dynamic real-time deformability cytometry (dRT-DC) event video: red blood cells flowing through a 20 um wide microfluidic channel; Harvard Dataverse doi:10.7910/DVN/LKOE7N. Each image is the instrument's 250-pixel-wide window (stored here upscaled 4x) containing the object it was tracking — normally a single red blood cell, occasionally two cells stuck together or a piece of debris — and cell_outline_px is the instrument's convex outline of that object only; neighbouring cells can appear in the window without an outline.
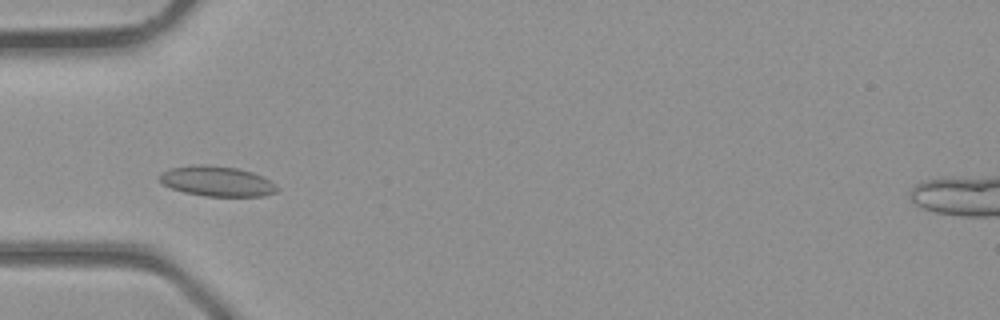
{"species": "common noctule bat (a hibernating species)", "species_latin": "Nyctalus noctula", "temperature_condition": "room temperature", "stored_images_in_passage": 35, "camera_frame_rate_fps": 3000, "um_per_image_px": 0.085, "animal": {"sex": "male", "body_mass_g": 23.1, "forearm_length_mm": 52.7}, "frame": {"image": 1, "passage_image": 8, "time_ms": 2.333, "image_size_px": [1000, 320], "cell_outline_px": [[280, 188], [276, 192], [264, 196], [204, 196], [184, 192], [172, 188], [164, 184], [156, 176], [160, 172], [168, 168], [200, 164], [204, 164], [236, 168], [252, 172], [264, 176], [276, 184]], "centroid_in_image_um": [18.44, 15.4], "position_along_channel_um": 66.6, "area_um2": 20.87}}
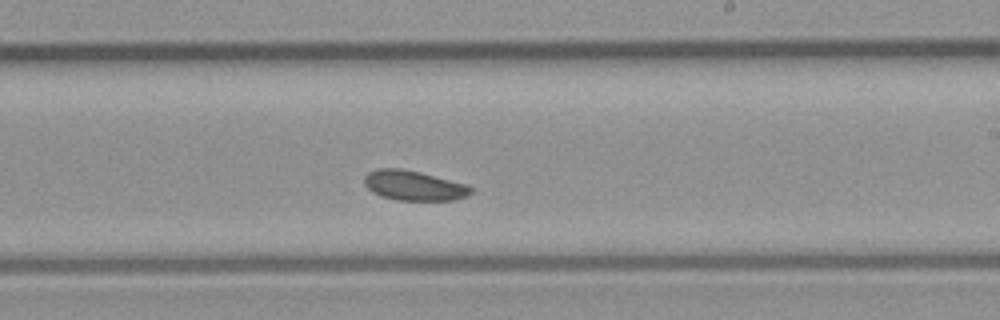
{"frame": {"image": 2, "passage_image": 19, "time_ms": 6.0, "image_size_px": [1000, 320], "cell_outline_px": [[472, 192], [468, 196], [456, 200], [396, 200], [380, 196], [372, 192], [364, 184], [364, 176], [368, 172], [376, 168], [400, 168], [420, 172], [468, 184], [472, 188]], "centroid_in_image_um": [35.18, 15.77], "position_along_channel_um": 253.8, "area_um2": 18.79}}
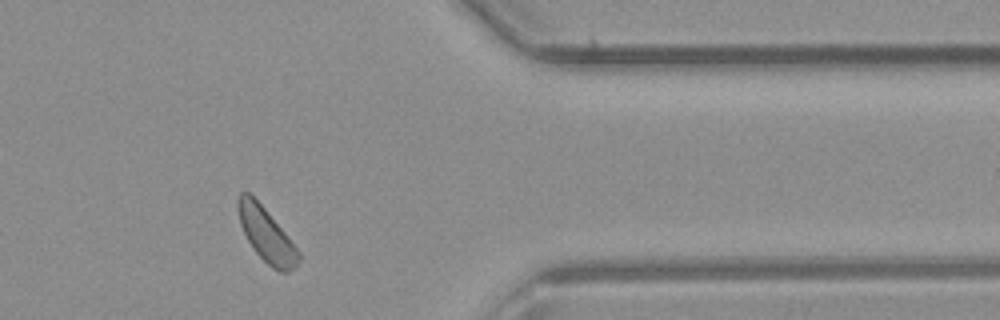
{"frame": {"image": 3, "passage_image": 28, "time_ms": 9.0, "image_size_px": [1000, 320], "cell_outline_px": [[300, 260], [296, 268], [288, 272], [280, 272], [272, 268], [252, 248], [240, 224], [236, 204], [236, 200], [240, 192], [248, 192], [264, 208], [284, 232], [300, 252]], "centroid_in_image_um": [22.63, 19.98], "position_along_channel_um": 388.8, "area_um2": 18.84}}